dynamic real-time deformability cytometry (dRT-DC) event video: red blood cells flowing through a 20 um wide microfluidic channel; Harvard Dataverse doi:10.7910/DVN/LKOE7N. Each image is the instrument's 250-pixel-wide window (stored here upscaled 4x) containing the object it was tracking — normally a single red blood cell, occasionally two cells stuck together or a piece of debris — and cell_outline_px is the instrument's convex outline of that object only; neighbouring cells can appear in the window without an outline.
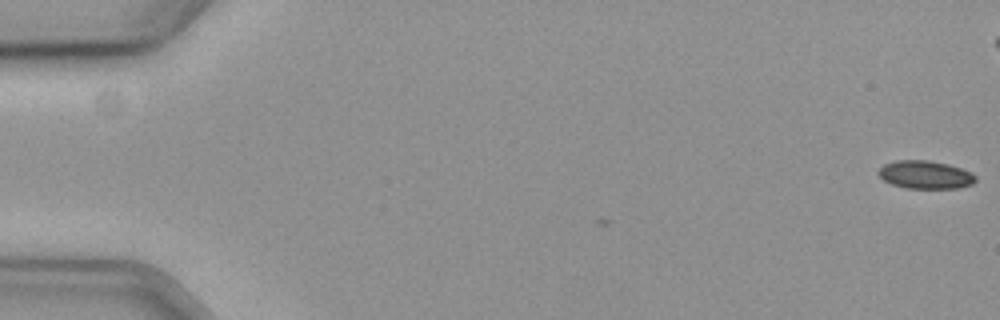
{"species": "common noctule bat (a hibernating species)", "species_latin": "Nyctalus noctula", "temperature_condition": "cold", "stored_images_in_passage": 3, "camera_frame_rate_fps": 3000, "um_per_image_px": 0.085, "animal": {"sex": "female", "body_mass_g": 19.3, "forearm_length_mm": 54.1}, "frame": {"image": 1, "passage_image": 1, "time_ms": 0.0, "image_size_px": [1000, 320], "cell_outline_px": [[976, 180], [972, 184], [960, 188], [904, 188], [892, 184], [884, 180], [876, 172], [884, 164], [896, 160], [928, 160], [948, 164], [960, 168], [976, 176]], "centroid_in_image_um": [78.63, 14.85], "position_along_channel_um": 6.4, "area_um2": 15.84}}